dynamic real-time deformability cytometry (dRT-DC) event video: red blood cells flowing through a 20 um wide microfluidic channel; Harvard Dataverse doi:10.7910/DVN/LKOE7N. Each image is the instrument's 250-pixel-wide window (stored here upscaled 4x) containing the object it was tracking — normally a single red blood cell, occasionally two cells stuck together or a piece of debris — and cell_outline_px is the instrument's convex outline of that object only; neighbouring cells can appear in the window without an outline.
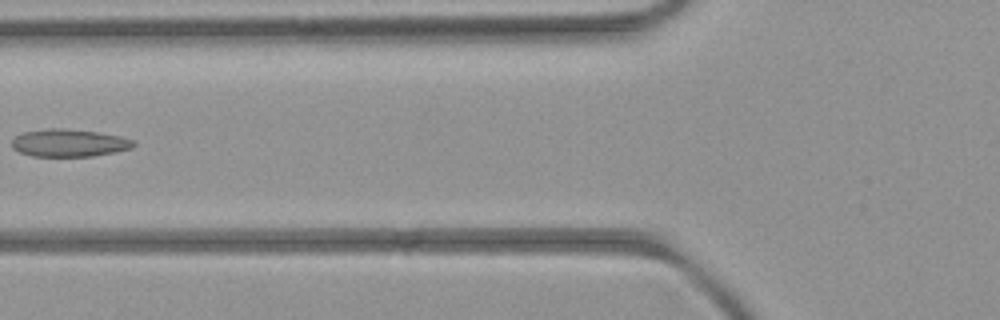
{"species": "common noctule bat (a hibernating species)", "species_latin": "Nyctalus noctula", "temperature_condition": "room temperature", "stored_images_in_passage": 3, "camera_frame_rate_fps": 3000, "um_per_image_px": 0.085, "animal": {"sex": "female", "body_mass_g": 21.9}, "frame": {"image": 1, "passage_image": 3, "time_ms": 2.333, "image_size_px": [1000, 320], "cell_outline_px": [[136, 144], [132, 148], [116, 152], [92, 156], [32, 156], [20, 152], [12, 148], [12, 140], [16, 136], [24, 132], [48, 128], [64, 128], [96, 132], [120, 136], [132, 140]], "centroid_in_image_um": [5.87, 12.15], "position_along_channel_um": 119.9, "area_um2": 19.48}}